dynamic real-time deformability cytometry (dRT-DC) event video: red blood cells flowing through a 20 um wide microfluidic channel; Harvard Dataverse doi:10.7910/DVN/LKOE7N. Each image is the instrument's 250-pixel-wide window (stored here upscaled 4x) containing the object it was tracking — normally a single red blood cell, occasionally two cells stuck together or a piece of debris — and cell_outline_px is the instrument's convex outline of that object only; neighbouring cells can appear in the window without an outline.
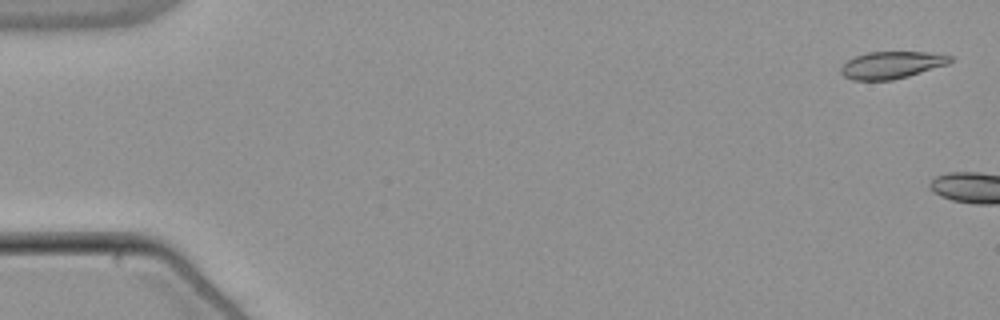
{"species": "common noctule bat (a hibernating species)", "species_latin": "Nyctalus noctula", "temperature_condition": "warm", "stored_images_in_passage": 12, "camera_frame_rate_fps": 3000, "um_per_image_px": 0.085, "animal": {"sex": "male", "body_mass_g": 21.5, "forearm_length_mm": 52.0}, "frame": {"image": 1, "passage_image": 2, "time_ms": 0.333, "image_size_px": [1000, 320], "cell_outline_px": [[952, 60], [948, 64], [908, 76], [892, 80], [852, 80], [844, 76], [840, 72], [840, 68], [848, 60], [856, 56], [868, 52], [928, 52], [952, 56]], "centroid_in_image_um": [75.78, 5.52], "position_along_channel_um": 9.2, "area_um2": 17.17}}